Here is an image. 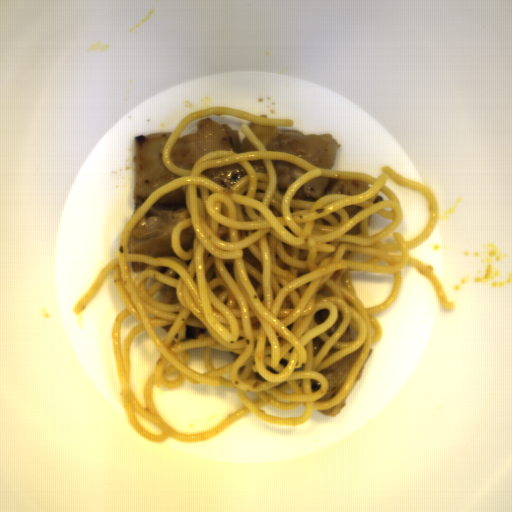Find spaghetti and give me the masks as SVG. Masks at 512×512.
Masks as SVG:
<instances>
[{
    "label": "spaghetti",
    "mask_w": 512,
    "mask_h": 512,
    "mask_svg": "<svg viewBox=\"0 0 512 512\" xmlns=\"http://www.w3.org/2000/svg\"><path fill=\"white\" fill-rule=\"evenodd\" d=\"M229 115L256 125L292 127L288 118L256 117L231 107H207L183 117L166 140L162 161L178 177L154 190L127 221L116 256L102 267L72 311L81 315L113 271V283L125 306L115 317L111 341L120 383V402L131 427L155 443L172 437L203 442L247 414L281 426H297L343 401L356 383L372 344L383 328L373 315L399 297L402 269L407 265L426 276L446 310L456 303L431 263L409 257L433 232L438 221L434 192L402 177L389 165L376 178L360 172L333 171L281 151H267L245 123L241 133L257 151L220 149L202 155L191 169L171 159L172 149L193 121ZM271 159L306 171L286 192L279 191ZM238 163L248 173L226 189L201 172ZM371 183L355 196L325 194L317 201L292 199L306 183L319 177ZM423 193L430 215L425 229L411 241L393 232L402 222L398 197L384 184ZM182 186L191 217L172 231L177 257L127 254L131 231L163 195ZM393 219L382 231L367 235L373 213ZM351 271L394 273L385 301L364 308L351 283ZM176 288L179 303L153 299L163 286ZM146 331L161 355L144 391L147 409L130 388V348ZM362 347L342 387L326 394L329 384L320 371ZM208 370L188 368V350L204 347ZM189 383L236 388L246 406L215 428L197 434L175 431L160 415L152 389Z\"/></svg>",
    "instance_id": "obj_1"
}]
</instances>
